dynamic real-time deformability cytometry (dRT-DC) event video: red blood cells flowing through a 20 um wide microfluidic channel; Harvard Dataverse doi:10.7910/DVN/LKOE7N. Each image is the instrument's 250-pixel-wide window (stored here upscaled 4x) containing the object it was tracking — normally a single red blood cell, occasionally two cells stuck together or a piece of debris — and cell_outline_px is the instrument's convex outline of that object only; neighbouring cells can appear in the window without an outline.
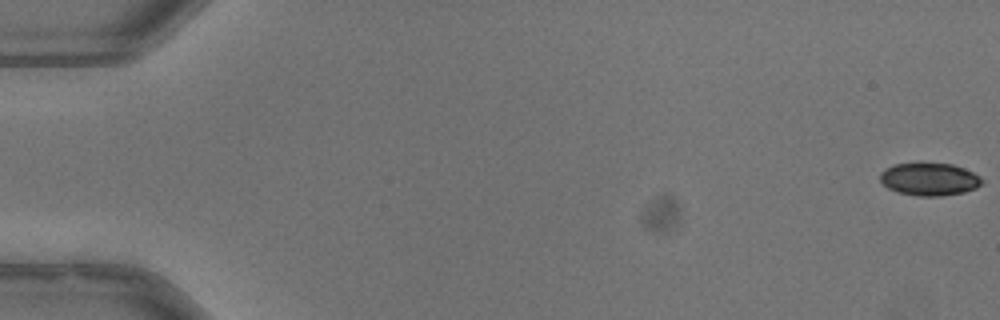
{"species": "common noctule bat (a hibernating species)", "species_latin": "Nyctalus noctula", "temperature_condition": "warm", "stored_images_in_passage": 14, "camera_frame_rate_fps": 3000, "um_per_image_px": 0.085, "animal": {"sex": "male", "body_mass_g": 13.3}, "frame": {"image": 1, "passage_image": 1, "time_ms": 0.0, "image_size_px": [1000, 320], "cell_outline_px": [[984, 180], [976, 188], [964, 192], [940, 196], [920, 196], [900, 192], [888, 188], [880, 180], [880, 172], [884, 168], [892, 164], [920, 160], [952, 164], [964, 168], [980, 176]], "centroid_in_image_um": [78.97, 15.17], "position_along_channel_um": 6.0, "area_um2": 20.06}}